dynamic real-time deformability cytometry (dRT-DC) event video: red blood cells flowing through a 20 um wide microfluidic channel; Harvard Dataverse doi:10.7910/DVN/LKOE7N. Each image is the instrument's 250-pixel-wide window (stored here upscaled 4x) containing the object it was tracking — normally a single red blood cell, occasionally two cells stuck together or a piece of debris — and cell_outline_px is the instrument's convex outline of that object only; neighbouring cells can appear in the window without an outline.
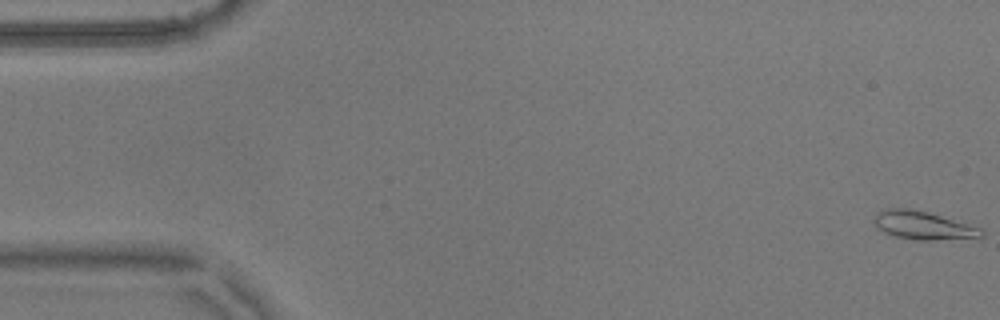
{"species": "common noctule bat (a hibernating species)", "species_latin": "Nyctalus noctula", "temperature_condition": "warm", "stored_images_in_passage": 56, "camera_frame_rate_fps": 3000, "um_per_image_px": 0.085, "animal": {"sex": "male", "body_mass_g": 17.9}, "frame": {"image": 1, "passage_image": 1, "time_ms": 0.0, "image_size_px": [1000, 320], "cell_outline_px": [[984, 236], [932, 240], [916, 240], [892, 236], [876, 228], [872, 220], [876, 212], [880, 208], [908, 208], [928, 212], [968, 224], [980, 228], [984, 232]], "centroid_in_image_um": [78.35, 19.14], "position_along_channel_um": 6.7, "area_um2": 17.74}}
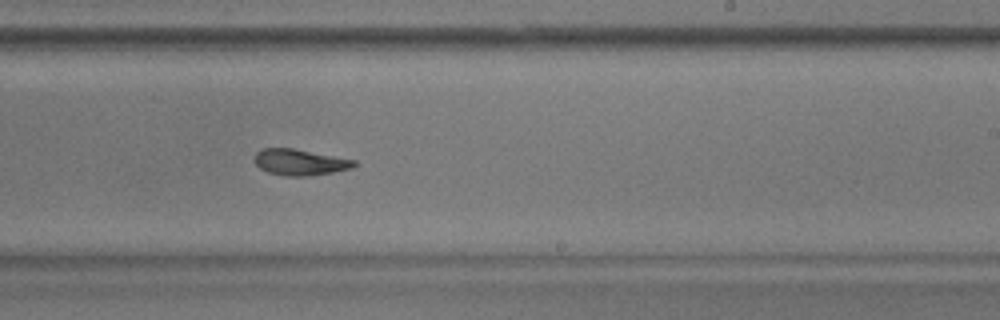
{"frame": {"image": 2, "passage_image": 34, "time_ms": 11.0, "image_size_px": [1000, 320], "cell_outline_px": [[356, 164], [352, 168], [332, 172], [308, 176], [284, 176], [268, 172], [260, 168], [252, 160], [256, 152], [264, 148], [292, 148], [356, 160]], "centroid_in_image_um": [25.45, 13.79], "position_along_channel_um": 263.5, "area_um2": 15.14}}
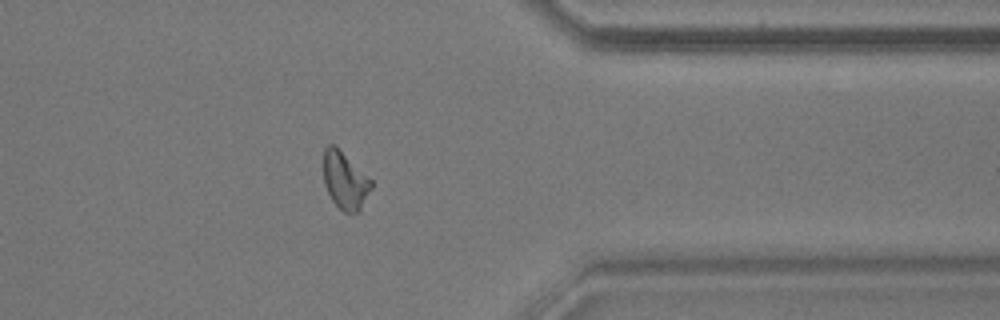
{"frame": {"image": 3, "passage_image": 45, "time_ms": 14.667, "image_size_px": [1000, 320], "cell_outline_px": [[372, 188], [360, 208], [356, 212], [344, 212], [332, 200], [324, 184], [324, 148], [328, 144], [336, 144], [372, 180]], "centroid_in_image_um": [29.32, 15.28], "position_along_channel_um": 382.1, "area_um2": 15.9}, "authors_computed_cell_mechanics": {"area_um2": 15.7505, "velocity_mm_per_s": 3.588, "shape_relaxation_time_tau1_ms": 5.9172, "shape_relaxation_time_tau2_ms": 4.4097, "deformation_change_tau1": 0.208, "deformation_change_tau2": 0.1233}}